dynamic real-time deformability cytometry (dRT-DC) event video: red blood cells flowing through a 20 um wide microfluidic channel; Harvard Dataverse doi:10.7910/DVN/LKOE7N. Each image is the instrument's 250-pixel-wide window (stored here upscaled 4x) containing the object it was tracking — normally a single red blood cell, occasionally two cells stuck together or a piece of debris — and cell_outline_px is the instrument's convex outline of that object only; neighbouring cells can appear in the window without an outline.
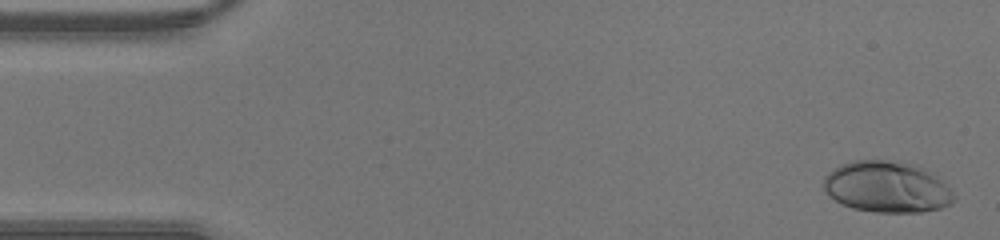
{"species": "human", "species_latin": "Homo sapiens", "temperature_condition": "warm", "stored_images_in_passage": 42, "camera_frame_rate_fps": 3000, "um_per_image_px": 0.085, "donor": {"sex": "male"}, "frame": {"image": 1, "passage_image": 2, "time_ms": 0.333, "image_size_px": [1000, 240], "cell_outline_px": [[956, 200], [952, 204], [940, 208], [920, 212], [876, 212], [852, 208], [840, 204], [828, 196], [824, 192], [824, 176], [832, 168], [840, 164], [852, 160], [900, 160], [920, 164], [940, 180], [956, 196]], "centroid_in_image_um": [75.36, 15.87], "position_along_channel_um": 9.6, "area_um2": 39.59}}
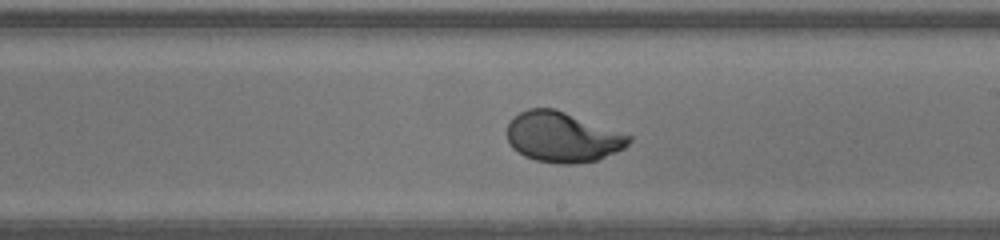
{"frame": {"image": 2, "passage_image": 26, "time_ms": 8.333, "image_size_px": [1000, 240], "cell_outline_px": [[632, 140], [624, 148], [616, 152], [596, 160], [572, 164], [560, 164], [536, 160], [524, 156], [512, 148], [508, 140], [508, 124], [520, 112], [528, 108], [556, 108], [632, 136]], "centroid_in_image_um": [47.82, 11.65], "position_along_channel_um": 241.2, "area_um2": 35.55}}
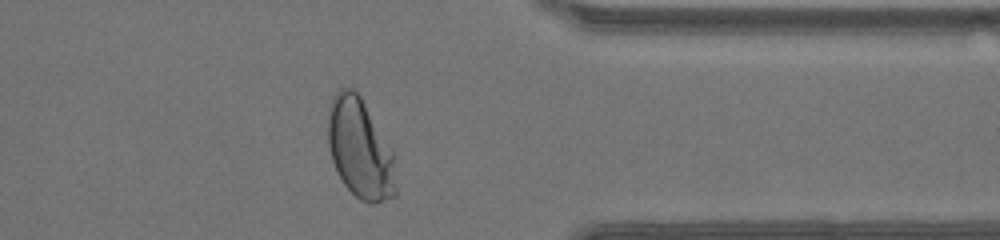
{"frame": {"image": 3, "passage_image": 36, "time_ms": 11.667, "image_size_px": [1000, 240], "cell_outline_px": [[396, 196], [372, 204], [368, 204], [360, 200], [344, 184], [332, 160], [328, 144], [328, 116], [332, 100], [336, 92], [340, 88], [352, 88], [360, 96], [392, 152], [396, 188]], "centroid_in_image_um": [30.58, 12.67], "position_along_channel_um": 380.8, "area_um2": 38.73}}